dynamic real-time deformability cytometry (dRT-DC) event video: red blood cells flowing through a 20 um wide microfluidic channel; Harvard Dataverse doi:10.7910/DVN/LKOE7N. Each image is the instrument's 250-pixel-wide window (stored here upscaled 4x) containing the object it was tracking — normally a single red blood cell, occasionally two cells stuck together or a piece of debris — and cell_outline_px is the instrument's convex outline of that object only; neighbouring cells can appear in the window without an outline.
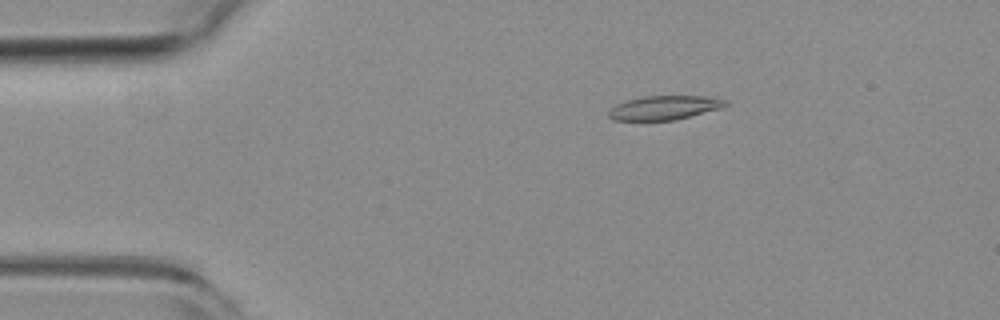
{"species": "common noctule bat (a hibernating species)", "species_latin": "Nyctalus noctula", "temperature_condition": "room temperature", "stored_images_in_passage": 49, "camera_frame_rate_fps": 3000, "um_per_image_px": 0.085, "animal": {"sex": "female", "body_mass_g": 19.3, "forearm_length_mm": 54.1}, "frame": {"image": 1, "passage_image": 4, "time_ms": 1.0, "image_size_px": [1000, 320], "cell_outline_px": [[728, 104], [720, 108], [676, 120], [612, 120], [608, 116], [608, 112], [616, 104], [628, 100], [644, 96], [704, 96], [728, 100]], "centroid_in_image_um": [56.47, 9.15], "position_along_channel_um": 28.5, "area_um2": 16.24}}
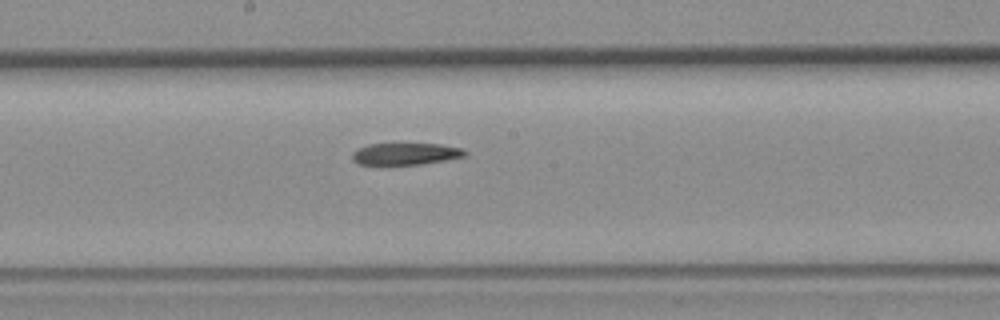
{"frame": {"image": 2, "passage_image": 23, "time_ms": 7.333, "image_size_px": [1000, 320], "cell_outline_px": [[468, 152], [464, 156], [444, 160], [420, 164], [360, 164], [352, 160], [352, 152], [368, 144], [440, 144], [460, 148]], "centroid_in_image_um": [34.46, 13.07], "position_along_channel_um": 213.7, "area_um2": 14.05}}
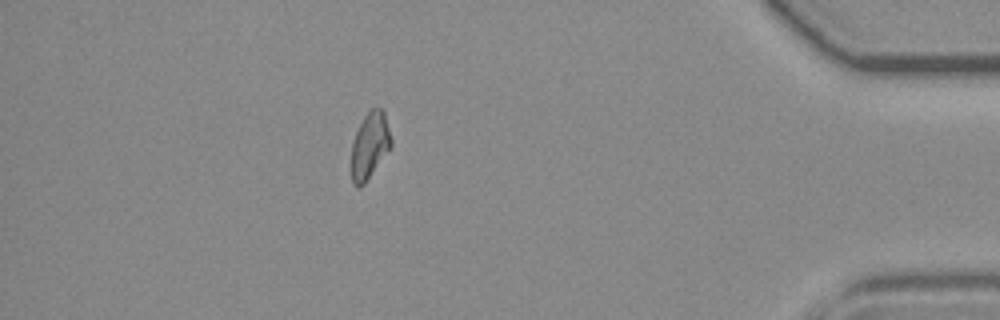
{"frame": {"image": 3, "passage_image": 42, "time_ms": 13.667, "image_size_px": [1000, 320], "cell_outline_px": [[392, 144], [364, 184], [360, 188], [356, 188], [352, 184], [352, 144], [356, 132], [364, 116], [372, 108], [384, 108], [392, 140]], "centroid_in_image_um": [31.43, 12.35], "position_along_channel_um": 403.8, "area_um2": 15.2}}